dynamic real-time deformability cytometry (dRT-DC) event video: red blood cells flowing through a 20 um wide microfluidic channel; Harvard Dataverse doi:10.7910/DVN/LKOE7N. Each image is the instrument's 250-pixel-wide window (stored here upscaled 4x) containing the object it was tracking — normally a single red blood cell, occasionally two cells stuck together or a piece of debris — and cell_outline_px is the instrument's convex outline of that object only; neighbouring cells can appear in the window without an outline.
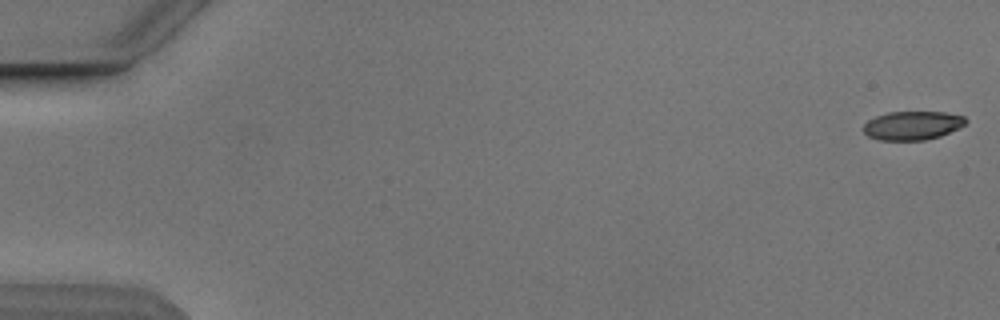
{"species": "Egyptian fruit bat (a non-hibernating species)", "species_latin": "Rousettus aegyptiacus", "temperature_condition": "cold", "stored_images_in_passage": 7, "camera_frame_rate_fps": 3000, "um_per_image_px": 0.085, "animal": {"sex": "male"}, "frame": {"image": 1, "passage_image": 1, "time_ms": 0.0, "image_size_px": [1000, 320], "cell_outline_px": [[968, 120], [960, 128], [940, 136], [924, 140], [880, 140], [868, 136], [864, 132], [864, 124], [868, 120], [876, 116], [888, 112], [944, 112], [964, 116]], "centroid_in_image_um": [77.57, 10.66], "position_along_channel_um": 7.4, "area_um2": 17.11}}
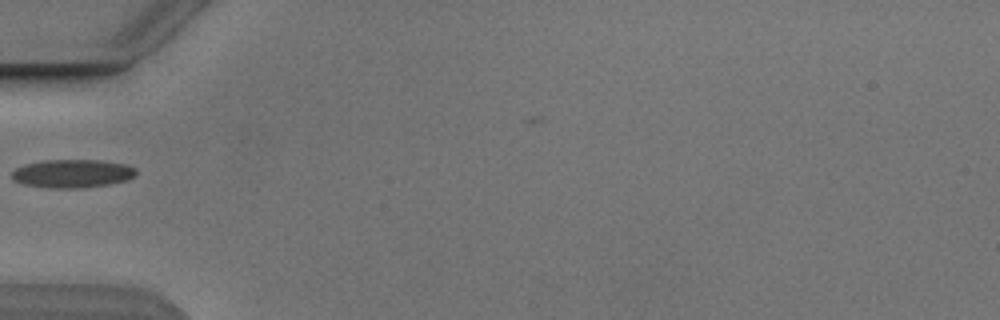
{"frame": {"image": 2, "passage_image": 6, "time_ms": 6.0, "image_size_px": [1000, 320], "cell_outline_px": [[136, 176], [128, 180], [108, 184], [80, 188], [52, 188], [24, 184], [12, 180], [12, 172], [16, 168], [24, 164], [44, 160], [104, 160], [128, 164], [136, 168]], "centroid_in_image_um": [6.19, 14.74], "position_along_channel_um": 78.8, "area_um2": 20.69}}
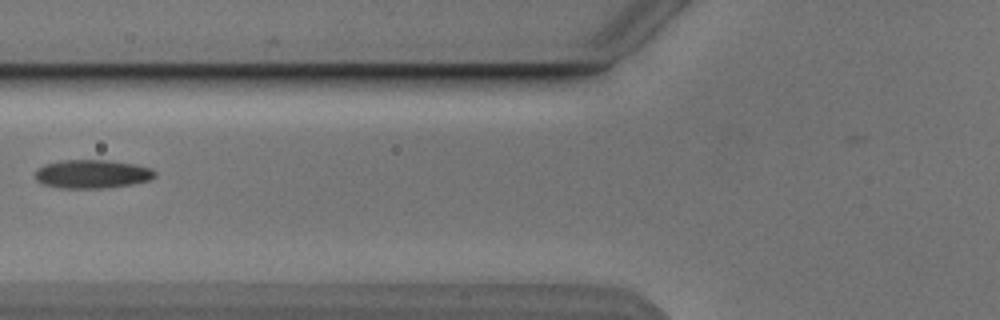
{"frame": {"image": 3, "passage_image": 7, "time_ms": 7.0, "image_size_px": [1000, 320], "cell_outline_px": [[156, 176], [148, 180], [132, 184], [104, 188], [60, 188], [44, 184], [36, 180], [36, 168], [44, 164], [64, 160], [108, 160], [136, 164], [152, 168], [156, 172]], "centroid_in_image_um": [7.84, 14.78], "position_along_channel_um": 118.0, "area_um2": 20.0}}